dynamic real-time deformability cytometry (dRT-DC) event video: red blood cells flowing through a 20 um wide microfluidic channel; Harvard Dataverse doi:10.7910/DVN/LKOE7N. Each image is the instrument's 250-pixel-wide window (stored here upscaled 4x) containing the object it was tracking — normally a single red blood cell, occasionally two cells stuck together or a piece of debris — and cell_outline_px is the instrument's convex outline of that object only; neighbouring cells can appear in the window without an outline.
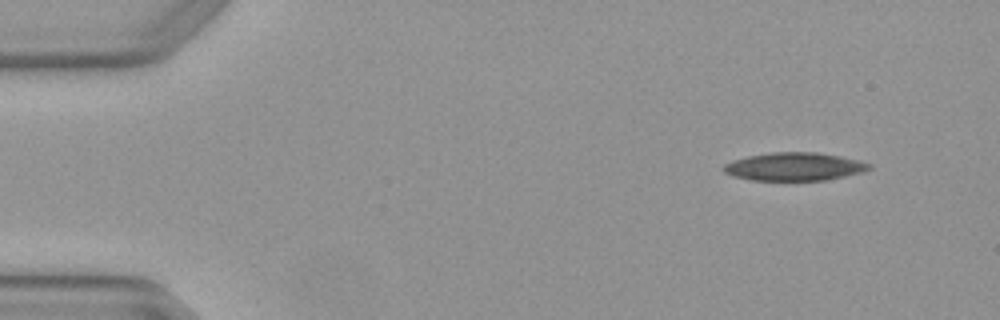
{"species": "Egyptian fruit bat (a non-hibernating species)", "species_latin": "Rousettus aegyptiacus", "temperature_condition": "warm", "stored_images_in_passage": 7, "camera_frame_rate_fps": 3000, "um_per_image_px": 0.085, "animal": {"sex": "female"}, "frame": {"image": 1, "passage_image": 1, "time_ms": 0.0, "image_size_px": [1000, 320], "cell_outline_px": [[872, 168], [864, 172], [824, 180], [752, 180], [732, 176], [724, 172], [724, 164], [732, 160], [748, 156], [772, 152], [816, 152], [840, 156], [872, 164]], "centroid_in_image_um": [67.52, 14.16], "position_along_channel_um": 17.5, "area_um2": 23.76}}
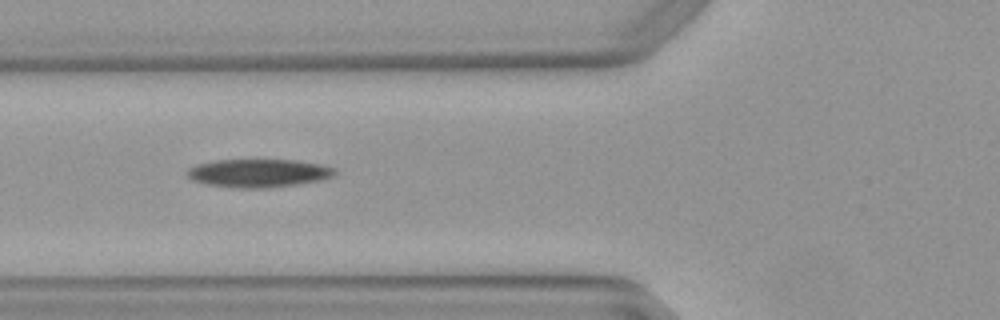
{"frame": {"image": 2, "passage_image": 5, "time_ms": 1.333, "image_size_px": [1000, 320], "cell_outline_px": [[336, 172], [332, 176], [320, 180], [296, 184], [268, 188], [240, 188], [208, 184], [192, 180], [184, 172], [188, 168], [196, 164], [216, 160], [296, 160], [320, 164], [336, 168]], "centroid_in_image_um": [21.95, 14.71], "position_along_channel_um": 103.8, "area_um2": 24.22}}
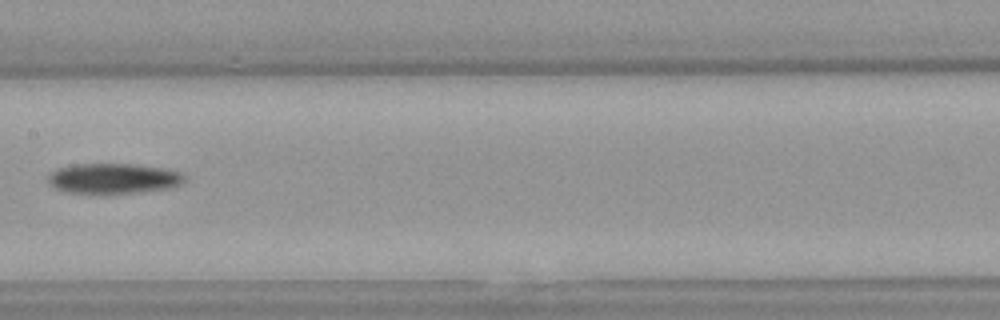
{"frame": {"image": 3, "passage_image": 7, "time_ms": 2.0, "image_size_px": [1000, 320], "cell_outline_px": [[188, 180], [184, 184], [172, 188], [108, 196], [104, 196], [64, 192], [52, 188], [48, 184], [48, 176], [52, 172], [60, 168], [76, 164], [136, 164], [164, 168], [184, 172], [188, 176]], "centroid_in_image_um": [9.71, 15.22], "position_along_channel_um": 197.7, "area_um2": 25.43}}